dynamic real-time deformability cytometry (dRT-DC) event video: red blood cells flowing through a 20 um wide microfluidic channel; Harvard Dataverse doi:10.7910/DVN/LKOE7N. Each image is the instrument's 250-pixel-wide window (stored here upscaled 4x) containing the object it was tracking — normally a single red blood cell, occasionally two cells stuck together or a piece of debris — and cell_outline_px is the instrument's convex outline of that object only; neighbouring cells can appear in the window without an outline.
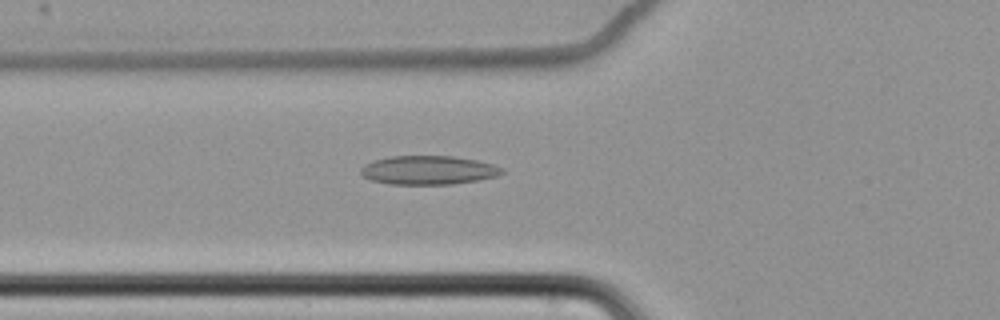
{"species": "common noctule bat (a hibernating species)", "species_latin": "Nyctalus noctula", "temperature_condition": "cold", "stored_images_in_passage": 62, "camera_frame_rate_fps": 3000, "um_per_image_px": 0.085, "animal": {"sex": "female", "body_mass_g": 22.7, "forearm_length_mm": 54.2}, "frame": {"image": 1, "passage_image": 25, "time_ms": 8.0, "image_size_px": [1000, 320], "cell_outline_px": [[504, 172], [496, 176], [476, 180], [452, 184], [388, 184], [372, 180], [364, 176], [360, 172], [360, 168], [364, 164], [372, 160], [388, 156], [452, 156], [476, 160], [492, 164], [504, 168]], "centroid_in_image_um": [36.38, 14.45], "position_along_channel_um": 89.4, "area_um2": 23.7}}
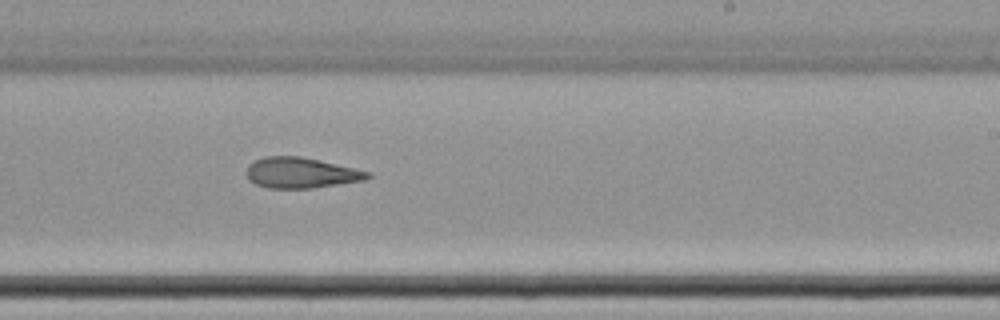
{"frame": {"image": 2, "passage_image": 40, "time_ms": 13.0, "image_size_px": [1000, 320], "cell_outline_px": [[372, 176], [364, 180], [312, 188], [268, 188], [256, 184], [248, 180], [248, 164], [264, 156], [300, 156], [320, 160], [372, 172]], "centroid_in_image_um": [25.6, 14.68], "position_along_channel_um": 263.4, "area_um2": 21.56}}
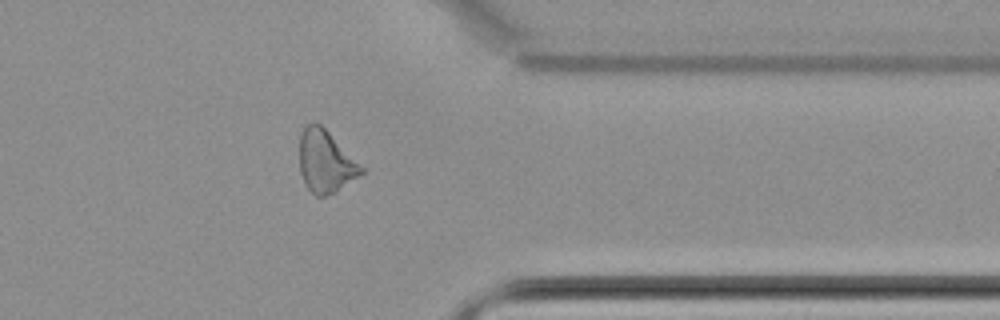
{"frame": {"image": 3, "passage_image": 51, "time_ms": 16.667, "image_size_px": [1000, 320], "cell_outline_px": [[364, 172], [336, 192], [324, 196], [316, 196], [304, 184], [300, 172], [300, 132], [304, 124], [320, 124], [364, 168]], "centroid_in_image_um": [27.64, 13.74], "position_along_channel_um": 383.8, "area_um2": 22.14}, "authors_computed_cell_mechanics": {"area_um2": 24.0448, "velocity_mm_per_s": 3.4806, "shape_relaxation_time_tau1_ms": null, "shape_relaxation_time_tau2_ms": 6.8536, "deformation_change_tau1": null, "deformation_change_tau2": 0.1558}}